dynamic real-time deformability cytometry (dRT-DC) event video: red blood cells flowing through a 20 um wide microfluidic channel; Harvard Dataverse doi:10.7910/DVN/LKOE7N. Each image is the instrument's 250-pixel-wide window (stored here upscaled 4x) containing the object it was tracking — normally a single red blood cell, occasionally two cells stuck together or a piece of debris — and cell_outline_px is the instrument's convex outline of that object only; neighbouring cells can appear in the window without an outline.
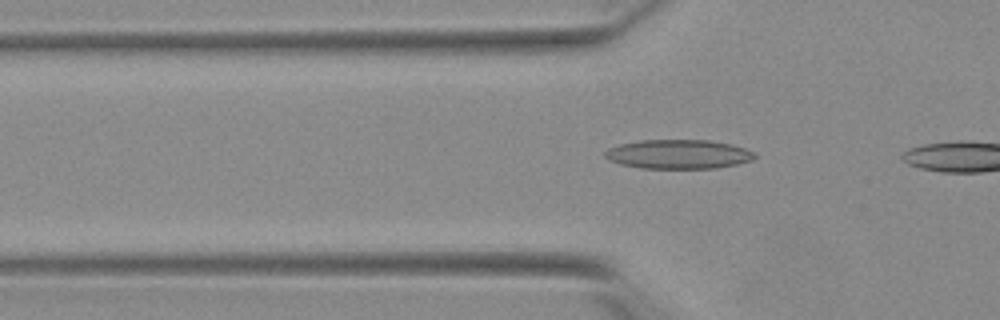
{"species": "Egyptian fruit bat (a non-hibernating species)", "species_latin": "Rousettus aegyptiacus", "temperature_condition": "warm", "stored_images_in_passage": 8, "camera_frame_rate_fps": 3000, "um_per_image_px": 0.085, "animal": {"sex": "female"}, "frame": {"image": 1, "passage_image": 5, "time_ms": 1.333, "image_size_px": [1000, 320], "cell_outline_px": [[756, 156], [752, 160], [736, 164], [716, 168], [640, 168], [620, 164], [608, 160], [604, 156], [604, 152], [608, 148], [620, 144], [640, 140], [708, 140], [732, 144], [744, 148], [752, 152]], "centroid_in_image_um": [57.62, 13.1], "position_along_channel_um": 68.2, "area_um2": 25.43}}